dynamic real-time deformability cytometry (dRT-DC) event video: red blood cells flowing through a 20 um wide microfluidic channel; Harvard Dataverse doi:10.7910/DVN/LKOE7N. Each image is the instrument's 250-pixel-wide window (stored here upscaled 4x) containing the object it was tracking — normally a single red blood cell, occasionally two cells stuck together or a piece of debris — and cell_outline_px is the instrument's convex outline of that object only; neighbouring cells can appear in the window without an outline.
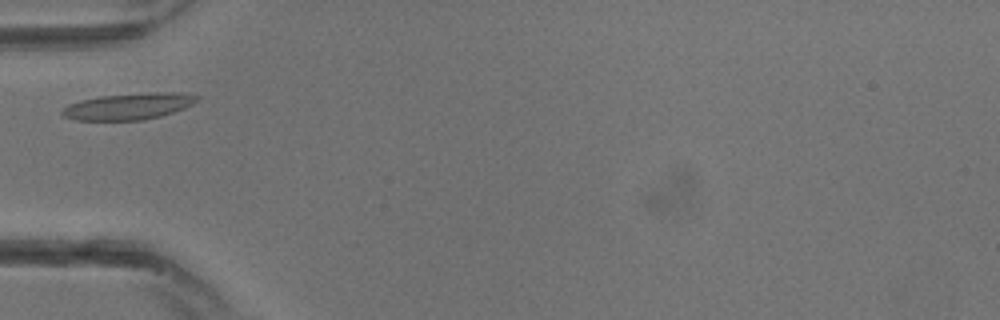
{"species": "common noctule bat (a hibernating species)", "species_latin": "Nyctalus noctula", "temperature_condition": "warm", "stored_images_in_passage": 8, "camera_frame_rate_fps": 3000, "um_per_image_px": 0.085, "animal": {"sex": "male", "body_mass_g": 13.3}, "frame": {"image": 1, "passage_image": 5, "time_ms": 1.333, "image_size_px": [1000, 320], "cell_outline_px": [[200, 96], [192, 104], [184, 108], [160, 116], [140, 120], [76, 120], [64, 116], [60, 112], [68, 104], [80, 100], [100, 96], [156, 92], [172, 92]], "centroid_in_image_um": [10.89, 9.04], "position_along_channel_um": 74.1, "area_um2": 20.46}}
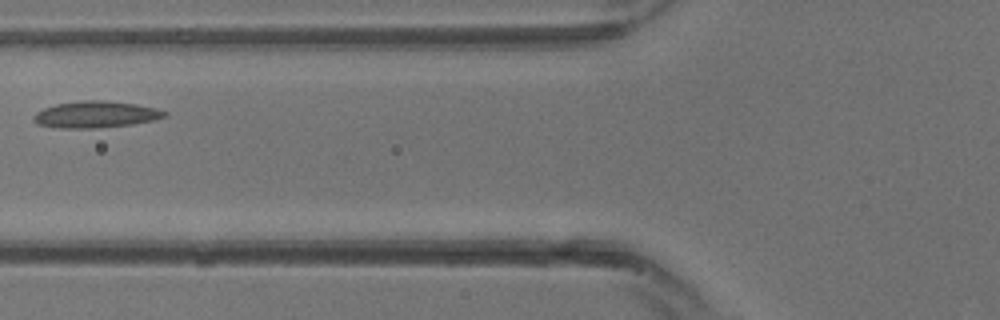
{"frame": {"image": 2, "passage_image": 7, "time_ms": 2.0, "image_size_px": [1000, 320], "cell_outline_px": [[168, 116], [152, 120], [132, 124], [100, 128], [60, 128], [36, 124], [32, 120], [32, 116], [36, 112], [44, 108], [56, 104], [80, 100], [104, 100], [136, 104], [156, 108], [168, 112]], "centroid_in_image_um": [8.12, 9.73], "position_along_channel_um": 117.7, "area_um2": 20.46}}